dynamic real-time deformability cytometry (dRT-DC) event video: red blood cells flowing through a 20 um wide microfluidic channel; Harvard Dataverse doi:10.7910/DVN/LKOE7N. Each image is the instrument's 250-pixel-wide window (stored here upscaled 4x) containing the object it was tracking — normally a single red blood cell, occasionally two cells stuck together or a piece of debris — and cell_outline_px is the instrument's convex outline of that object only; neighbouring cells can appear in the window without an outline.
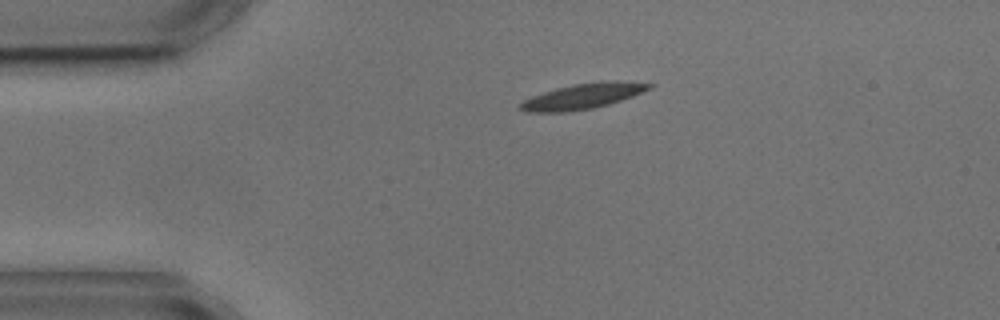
{"species": "common noctule bat (a hibernating species)", "species_latin": "Nyctalus noctula", "temperature_condition": "cold", "stored_images_in_passage": 2, "camera_frame_rate_fps": 3000, "um_per_image_px": 0.085, "animal": {"sex": "male", "body_mass_g": 17.9, "forearm_length_mm": 54.2}, "frame": {"image": 1, "passage_image": 2, "time_ms": 1.333, "image_size_px": [1000, 320], "cell_outline_px": [[656, 84], [652, 88], [632, 96], [608, 104], [592, 108], [564, 112], [528, 112], [520, 108], [520, 104], [524, 100], [532, 96], [556, 88], [572, 84], [608, 80], [616, 80]], "centroid_in_image_um": [49.58, 8.16], "position_along_channel_um": 35.4, "area_um2": 18.96}}